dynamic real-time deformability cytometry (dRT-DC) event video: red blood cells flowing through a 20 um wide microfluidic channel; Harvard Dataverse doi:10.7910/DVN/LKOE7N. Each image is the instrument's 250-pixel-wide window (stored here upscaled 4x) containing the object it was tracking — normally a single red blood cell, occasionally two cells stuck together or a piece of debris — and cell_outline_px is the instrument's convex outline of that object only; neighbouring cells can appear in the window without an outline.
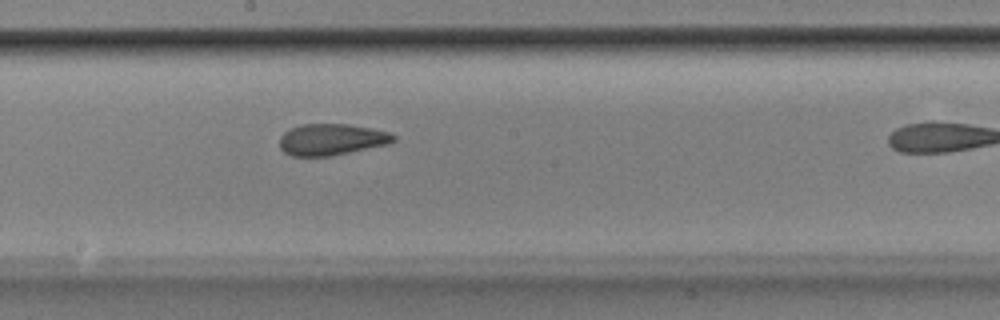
{"species": "Egyptian fruit bat (a non-hibernating species)", "species_latin": "Rousettus aegyptiacus", "temperature_condition": "room temperature", "stored_images_in_passage": 29, "camera_frame_rate_fps": 3000, "um_per_image_px": 0.085, "animal": {"sex": "male"}, "frame": {"image": 1, "passage_image": 25, "time_ms": 8.0, "image_size_px": [1000, 320], "cell_outline_px": [[396, 140], [388, 144], [328, 156], [292, 156], [284, 152], [280, 148], [280, 136], [288, 128], [300, 124], [348, 124], [372, 128], [388, 132], [396, 136]], "centroid_in_image_um": [28.15, 11.84], "position_along_channel_um": 220.1, "area_um2": 20.87}}